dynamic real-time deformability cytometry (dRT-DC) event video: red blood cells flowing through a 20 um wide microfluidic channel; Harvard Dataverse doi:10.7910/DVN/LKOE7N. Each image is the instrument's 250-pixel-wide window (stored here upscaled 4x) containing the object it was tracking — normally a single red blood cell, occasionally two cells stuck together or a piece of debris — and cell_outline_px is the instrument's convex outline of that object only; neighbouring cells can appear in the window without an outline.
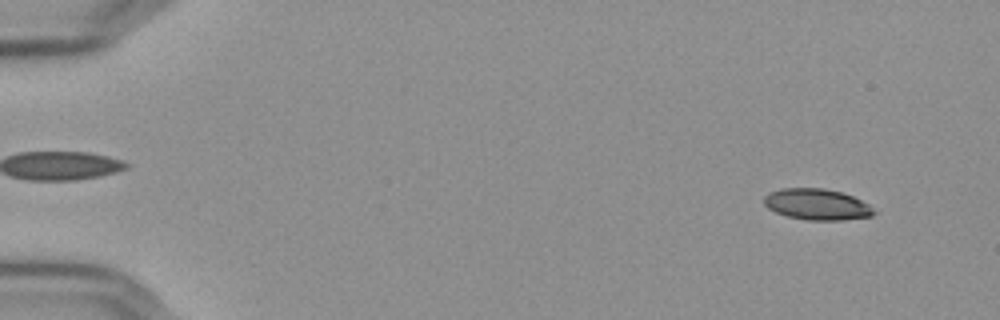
{"species": "Egyptian fruit bat (a non-hibernating species)", "species_latin": "Rousettus aegyptiacus", "temperature_condition": "cold", "stored_images_in_passage": 56, "camera_frame_rate_fps": 3000, "um_per_image_px": 0.085, "frame": {"image": 1, "passage_image": 4, "time_ms": 1.0, "image_size_px": [1000, 320], "cell_outline_px": [[876, 212], [872, 216], [844, 220], [808, 220], [788, 216], [776, 212], [768, 208], [764, 204], [764, 196], [768, 192], [780, 188], [824, 188], [840, 192], [852, 196], [868, 204]], "centroid_in_image_um": [69.42, 17.37], "position_along_channel_um": 15.6, "area_um2": 19.88}}
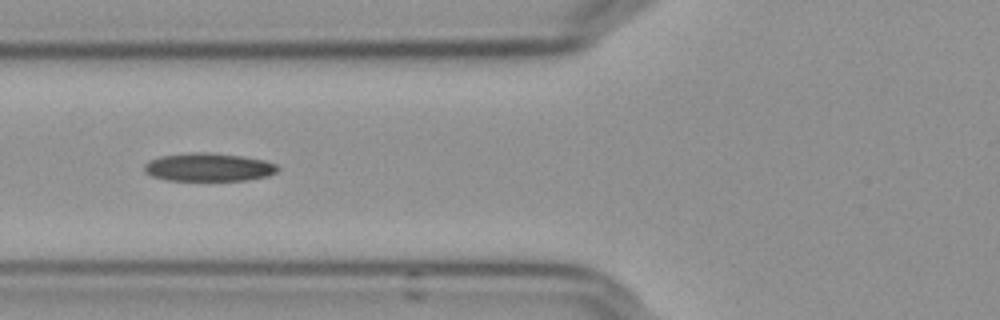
{"frame": {"image": 2, "passage_image": 22, "time_ms": 7.0, "image_size_px": [1000, 320], "cell_outline_px": [[280, 168], [276, 172], [268, 176], [248, 180], [168, 180], [152, 176], [144, 172], [144, 164], [148, 160], [160, 156], [188, 152], [212, 152], [240, 156], [264, 160], [276, 164]], "centroid_in_image_um": [17.71, 14.2], "position_along_channel_um": 108.1, "area_um2": 22.08}}
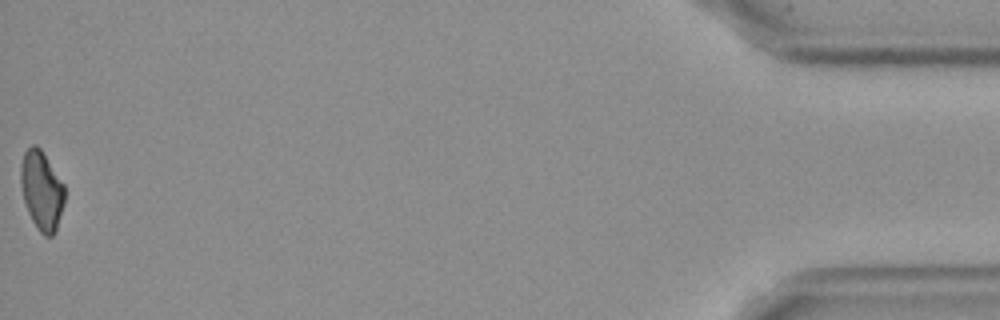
{"frame": {"image": 3, "passage_image": 56, "time_ms": 18.333, "image_size_px": [1000, 320], "cell_outline_px": [[64, 204], [56, 232], [52, 236], [44, 236], [40, 232], [32, 220], [28, 212], [24, 200], [20, 184], [20, 164], [24, 152], [32, 144], [36, 144], [40, 148], [64, 184]], "centroid_in_image_um": [3.53, 16.19], "position_along_channel_um": 431.7, "area_um2": 20.29}}